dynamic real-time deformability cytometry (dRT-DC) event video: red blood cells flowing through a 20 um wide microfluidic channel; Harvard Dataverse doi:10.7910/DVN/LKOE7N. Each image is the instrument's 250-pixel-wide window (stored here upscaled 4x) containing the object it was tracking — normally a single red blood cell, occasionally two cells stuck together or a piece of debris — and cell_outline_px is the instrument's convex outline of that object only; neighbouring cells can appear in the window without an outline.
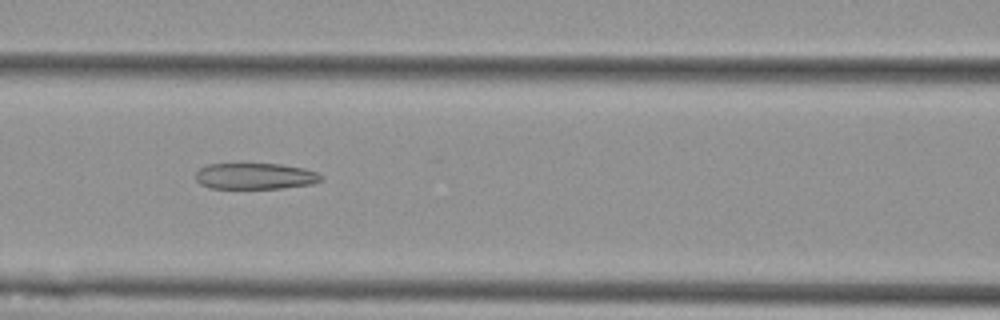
{"species": "Egyptian fruit bat (a non-hibernating species)", "species_latin": "Rousettus aegyptiacus", "temperature_condition": "cold", "stored_images_in_passage": 6, "camera_frame_rate_fps": 3000, "um_per_image_px": 0.085, "animal": {"sex": "female"}, "frame": {"image": 1, "passage_image": 3, "time_ms": 2.0, "image_size_px": [1000, 320], "cell_outline_px": [[324, 180], [312, 184], [280, 188], [208, 188], [200, 184], [196, 180], [196, 172], [200, 168], [208, 164], [280, 164], [304, 168], [316, 172], [324, 176]], "centroid_in_image_um": [21.71, 14.97], "position_along_channel_um": 144.9, "area_um2": 19.19}}
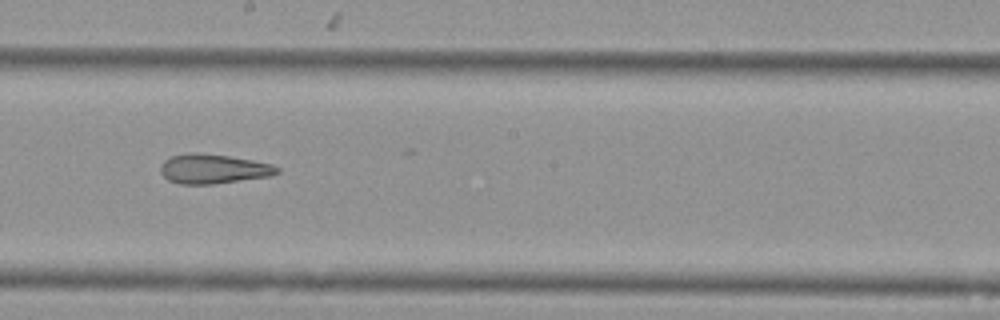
{"frame": {"image": 2, "passage_image": 5, "time_ms": 4.333, "image_size_px": [1000, 320], "cell_outline_px": [[280, 172], [268, 176], [212, 184], [180, 184], [168, 180], [160, 172], [160, 164], [164, 160], [172, 156], [196, 152], [228, 156], [252, 160], [272, 164], [280, 168]], "centroid_in_image_um": [18.1, 14.35], "position_along_channel_um": 230.1, "area_um2": 19.88}}
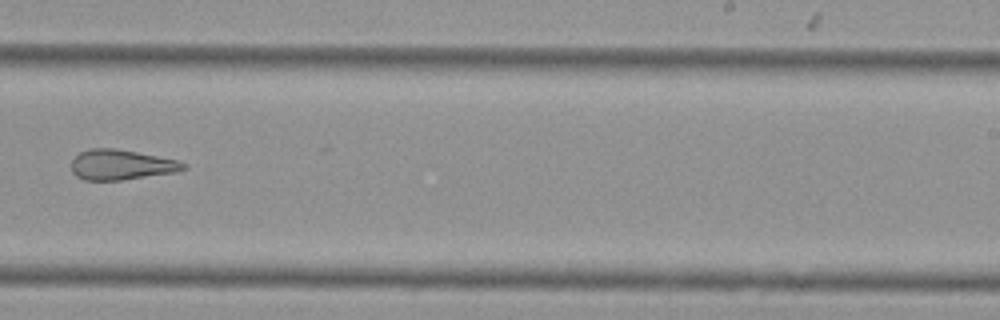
{"frame": {"image": 3, "passage_image": 6, "time_ms": 5.667, "image_size_px": [1000, 320], "cell_outline_px": [[188, 168], [176, 172], [120, 180], [84, 180], [76, 176], [72, 172], [72, 160], [80, 152], [88, 148], [112, 148], [136, 152], [176, 160], [184, 164]], "centroid_in_image_um": [10.26, 14.01], "position_along_channel_um": 278.7, "area_um2": 19.48}}